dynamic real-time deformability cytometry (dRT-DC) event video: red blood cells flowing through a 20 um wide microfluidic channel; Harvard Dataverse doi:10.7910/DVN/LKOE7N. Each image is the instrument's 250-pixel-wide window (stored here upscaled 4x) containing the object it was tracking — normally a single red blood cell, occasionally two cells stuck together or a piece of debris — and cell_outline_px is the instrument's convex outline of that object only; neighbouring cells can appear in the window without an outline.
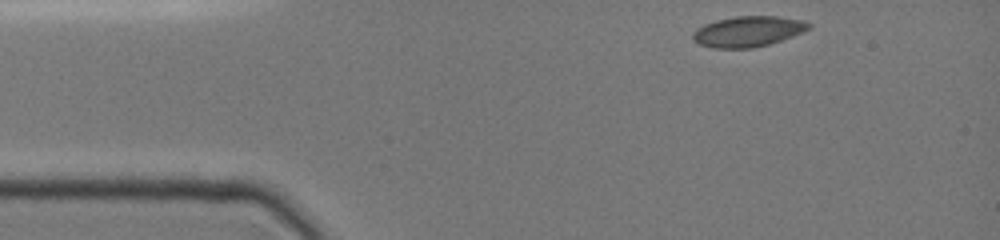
{"species": "common noctule bat (a hibernating species)", "species_latin": "Nyctalus noctula", "temperature_condition": "cold", "stored_images_in_passage": 54, "camera_frame_rate_fps": 3000, "um_per_image_px": 0.085, "animal": {"sex": "female", "body_mass_g": 19.0, "forearm_length_mm": 51.5}, "frame": {"image": 1, "passage_image": 1, "time_ms": 0.0, "image_size_px": [1000, 240], "cell_outline_px": [[812, 28], [804, 32], [768, 44], [752, 48], [712, 48], [700, 44], [692, 40], [692, 36], [696, 28], [704, 24], [716, 20], [736, 16], [776, 16], [804, 20], [812, 24]], "centroid_in_image_um": [63.59, 2.67], "position_along_channel_um": 21.4, "area_um2": 20.75}}
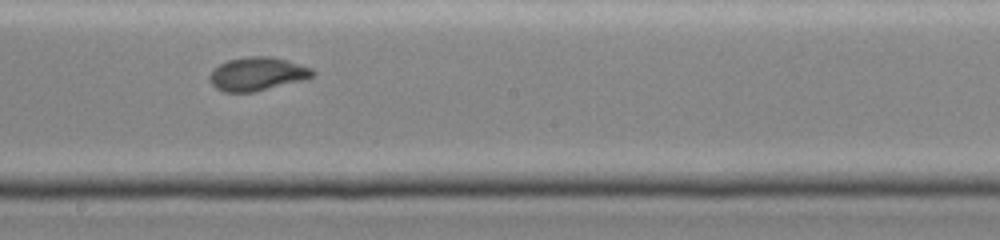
{"frame": {"image": 2, "passage_image": 31, "time_ms": 6.667, "image_size_px": [1000, 240], "cell_outline_px": [[316, 72], [308, 80], [252, 92], [224, 92], [216, 88], [208, 80], [208, 76], [212, 68], [228, 60], [248, 56], [272, 56], [288, 60], [312, 68]], "centroid_in_image_um": [21.88, 6.28], "position_along_channel_um": 226.3, "area_um2": 20.46}}
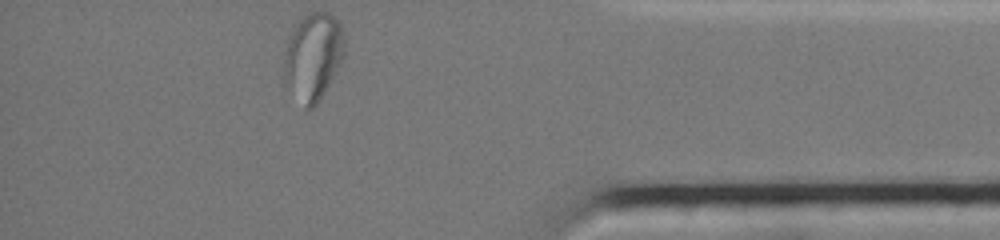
{"frame": {"image": 3, "passage_image": 54, "time_ms": 11.667, "image_size_px": [1000, 240], "cell_outline_px": [[340, 60], [320, 100], [312, 108], [308, 108], [288, 72], [284, 64], [288, 48], [296, 20], [308, 12], [328, 12], [340, 24]], "centroid_in_image_um": [26.65, 4.64], "position_along_channel_um": 408.5, "area_um2": 27.4}}